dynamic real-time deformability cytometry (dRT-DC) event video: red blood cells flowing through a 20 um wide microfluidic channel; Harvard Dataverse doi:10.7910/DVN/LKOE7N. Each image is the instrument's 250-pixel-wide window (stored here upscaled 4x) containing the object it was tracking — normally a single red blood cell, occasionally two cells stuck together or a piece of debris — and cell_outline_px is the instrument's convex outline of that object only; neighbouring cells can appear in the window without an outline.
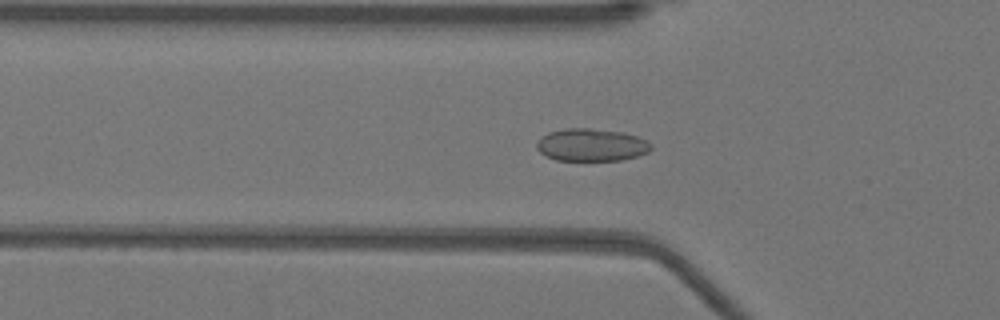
{"species": "Egyptian fruit bat (a non-hibernating species)", "species_latin": "Rousettus aegyptiacus", "temperature_condition": "warm", "stored_images_in_passage": 51, "camera_frame_rate_fps": 3000, "um_per_image_px": 0.085, "animal": {"sex": "female"}, "frame": {"image": 1, "passage_image": 16, "time_ms": 5.0, "image_size_px": [1000, 320], "cell_outline_px": [[652, 148], [648, 152], [636, 156], [620, 160], [556, 160], [540, 152], [536, 148], [536, 144], [540, 136], [548, 132], [564, 128], [588, 128], [624, 132], [648, 140], [652, 144]], "centroid_in_image_um": [50.26, 12.3], "position_along_channel_um": 75.5, "area_um2": 21.79}}
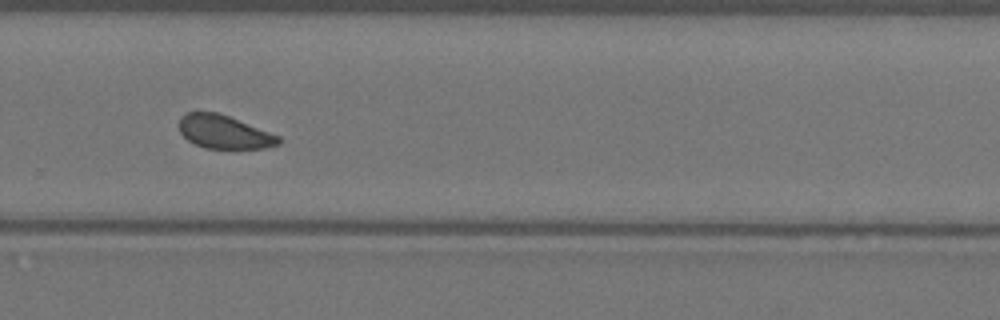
{"frame": {"image": 2, "passage_image": 34, "time_ms": 11.0, "image_size_px": [1000, 320], "cell_outline_px": [[280, 144], [264, 148], [236, 152], [204, 148], [188, 140], [180, 132], [180, 116], [188, 112], [216, 112], [228, 116], [280, 136]], "centroid_in_image_um": [19.08, 11.28], "position_along_channel_um": 310.7, "area_um2": 19.94}}
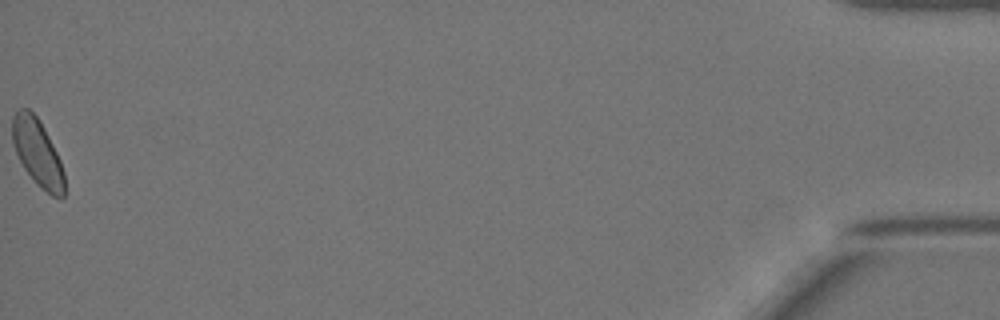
{"frame": {"image": 3, "passage_image": 51, "time_ms": 16.667, "image_size_px": [1000, 320], "cell_outline_px": [[64, 196], [52, 196], [36, 184], [24, 168], [12, 144], [12, 116], [20, 108], [28, 108], [40, 120], [60, 160], [64, 172]], "centroid_in_image_um": [3.17, 12.95], "position_along_channel_um": 432.0, "area_um2": 20.11}, "authors_computed_cell_mechanics": {"area_um2": 20.519, "velocity_mm_per_s": 3.913, "shape_relaxation_time_tau1_ms": 2.0483, "shape_relaxation_time_tau2_ms": null, "deformation_change_tau1": 0.0443, "deformation_change_tau2": null}}